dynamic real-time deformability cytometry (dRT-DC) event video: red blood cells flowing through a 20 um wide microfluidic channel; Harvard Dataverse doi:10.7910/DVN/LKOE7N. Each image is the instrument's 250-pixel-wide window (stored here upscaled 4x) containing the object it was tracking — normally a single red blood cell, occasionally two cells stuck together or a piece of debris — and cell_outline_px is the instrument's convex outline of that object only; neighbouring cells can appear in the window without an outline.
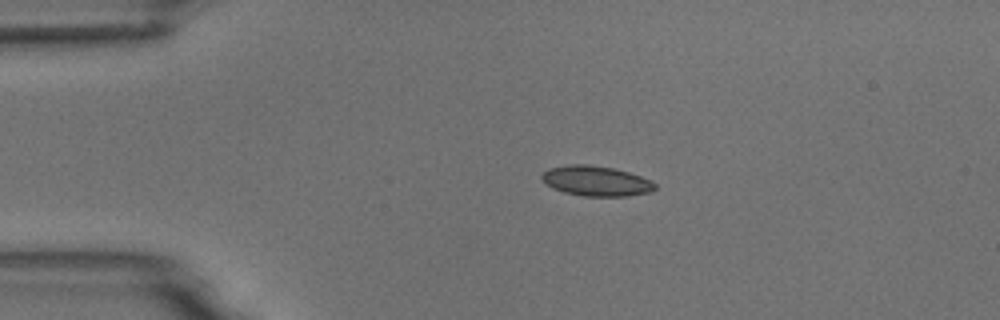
{"species": "common noctule bat (a hibernating species)", "species_latin": "Nyctalus noctula", "temperature_condition": "room temperature", "stored_images_in_passage": 14, "camera_frame_rate_fps": 3000, "um_per_image_px": 0.085, "animal": {"sex": "male", "body_mass_g": 18.8}, "frame": {"image": 1, "passage_image": 3, "time_ms": 2.333, "image_size_px": [1000, 320], "cell_outline_px": [[656, 188], [652, 192], [628, 196], [584, 196], [564, 192], [552, 188], [540, 176], [548, 168], [568, 164], [588, 164], [612, 168], [628, 172], [640, 176], [656, 184]], "centroid_in_image_um": [50.67, 15.38], "position_along_channel_um": 34.3, "area_um2": 19.77}}
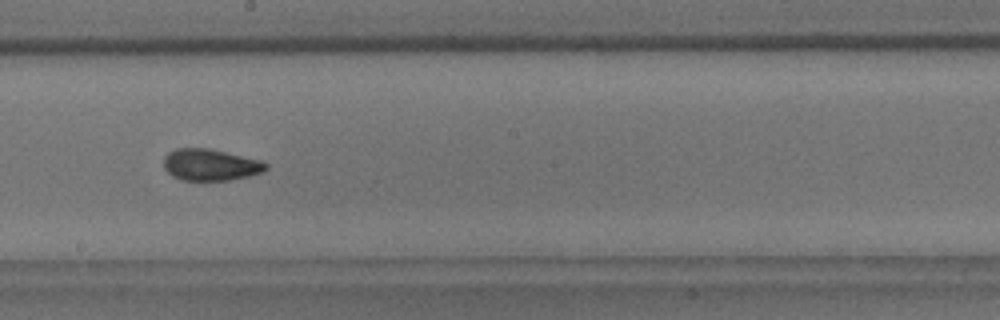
{"frame": {"image": 2, "passage_image": 8, "time_ms": 8.667, "image_size_px": [1000, 320], "cell_outline_px": [[268, 168], [264, 172], [248, 176], [228, 180], [180, 180], [172, 176], [164, 168], [164, 156], [168, 152], [176, 148], [208, 148], [264, 160], [268, 164]], "centroid_in_image_um": [17.91, 14.0], "position_along_channel_um": 230.3, "area_um2": 19.07}}
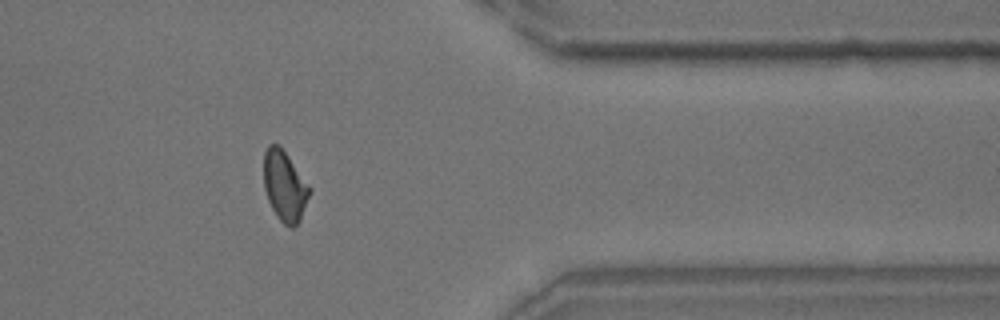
{"frame": {"image": 3, "passage_image": 12, "time_ms": 13.333, "image_size_px": [1000, 320], "cell_outline_px": [[312, 192], [300, 220], [292, 228], [284, 224], [276, 216], [268, 200], [264, 188], [264, 152], [268, 144], [280, 144], [312, 188]], "centroid_in_image_um": [24.22, 15.79], "position_along_channel_um": 387.2, "area_um2": 19.07}, "authors_computed_cell_mechanics": {"area_um2": 19.0162, "velocity_mm_per_s": 3.703, "shape_relaxation_time_tau1_ms": 3.403, "shape_relaxation_time_tau2_ms": null, "deformation_change_tau1": 0.0808, "deformation_change_tau2": null}}